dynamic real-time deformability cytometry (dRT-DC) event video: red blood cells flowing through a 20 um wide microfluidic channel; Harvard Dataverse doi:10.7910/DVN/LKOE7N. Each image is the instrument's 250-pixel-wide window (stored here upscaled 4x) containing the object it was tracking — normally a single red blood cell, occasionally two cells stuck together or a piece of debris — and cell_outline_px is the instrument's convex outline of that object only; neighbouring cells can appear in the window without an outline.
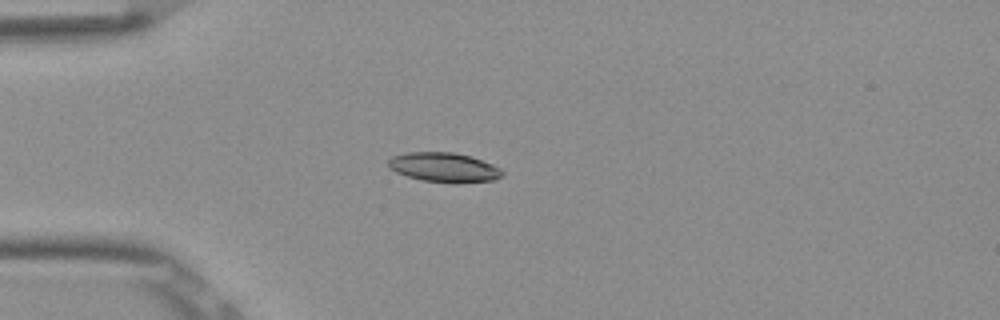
{"species": "Egyptian fruit bat (a non-hibernating species)", "species_latin": "Rousettus aegyptiacus", "temperature_condition": "room temperature", "stored_images_in_passage": 5, "camera_frame_rate_fps": 3000, "um_per_image_px": 0.085, "frame": {"image": 1, "passage_image": 4, "time_ms": 1.0, "image_size_px": [1000, 320], "cell_outline_px": [[504, 176], [496, 180], [456, 184], [452, 184], [424, 180], [408, 176], [396, 172], [388, 168], [388, 160], [392, 156], [408, 152], [452, 152], [468, 156], [492, 164], [500, 168], [504, 172]], "centroid_in_image_um": [37.76, 14.24], "position_along_channel_um": 47.2, "area_um2": 19.77}}